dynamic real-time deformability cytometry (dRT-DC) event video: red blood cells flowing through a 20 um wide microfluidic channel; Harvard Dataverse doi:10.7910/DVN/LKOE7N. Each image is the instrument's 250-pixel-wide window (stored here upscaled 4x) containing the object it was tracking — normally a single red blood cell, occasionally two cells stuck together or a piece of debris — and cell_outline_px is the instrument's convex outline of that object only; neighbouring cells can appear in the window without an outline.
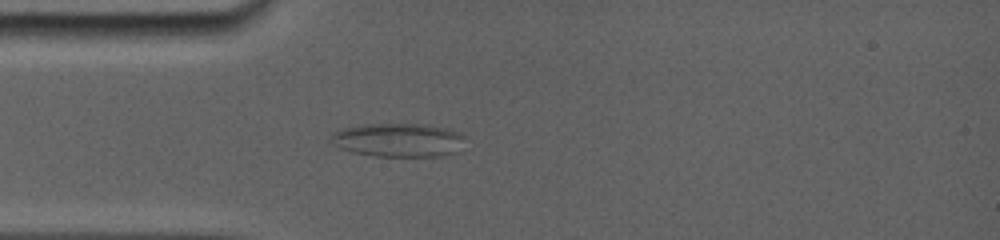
{"species": "common noctule bat (a hibernating species)", "species_latin": "Nyctalus noctula", "temperature_condition": "room temperature", "stored_images_in_passage": 15, "camera_frame_rate_fps": 5000, "um_per_image_px": 0.085, "animal": {"sex": "female", "body_mass_g": 19.0, "forearm_length_mm": 56.7}, "frame": {"image": 1, "passage_image": 5, "time_ms": 3.2, "image_size_px": [1000, 240], "cell_outline_px": [[456, 136], [448, 152], [440, 156], [376, 156], [356, 152], [344, 148], [336, 136], [336, 132], [352, 128], [372, 124], [416, 124], [448, 132]], "centroid_in_image_um": [33.7, 11.92], "position_along_channel_um": 51.3, "area_um2": 22.83}}
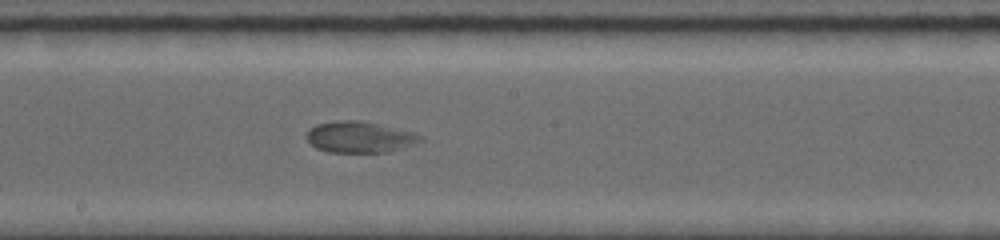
{"frame": {"image": 2, "passage_image": 11, "time_ms": 7.8, "image_size_px": [1000, 240], "cell_outline_px": [[424, 140], [400, 148], [384, 152], [328, 152], [316, 148], [304, 136], [316, 124], [344, 120], [356, 120], [376, 124], [412, 132], [420, 136]], "centroid_in_image_um": [30.52, 11.66], "position_along_channel_um": 217.7, "area_um2": 20.11}}
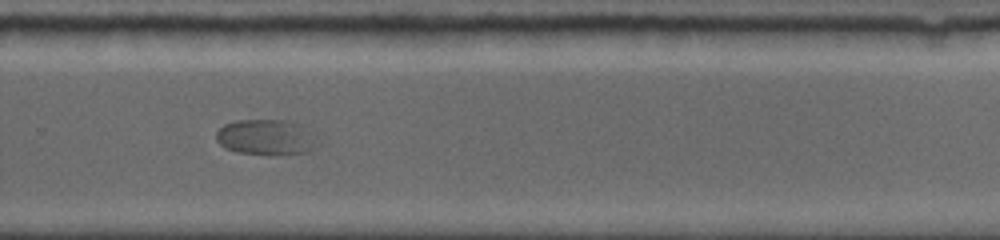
{"frame": {"image": 3, "passage_image": 14, "time_ms": 10.2, "image_size_px": [1000, 240], "cell_outline_px": [[316, 148], [308, 152], [236, 152], [224, 148], [216, 140], [216, 132], [224, 124], [236, 120], [288, 120], [300, 124], [312, 140]], "centroid_in_image_um": [22.48, 11.62], "position_along_channel_um": 307.3, "area_um2": 19.83}}